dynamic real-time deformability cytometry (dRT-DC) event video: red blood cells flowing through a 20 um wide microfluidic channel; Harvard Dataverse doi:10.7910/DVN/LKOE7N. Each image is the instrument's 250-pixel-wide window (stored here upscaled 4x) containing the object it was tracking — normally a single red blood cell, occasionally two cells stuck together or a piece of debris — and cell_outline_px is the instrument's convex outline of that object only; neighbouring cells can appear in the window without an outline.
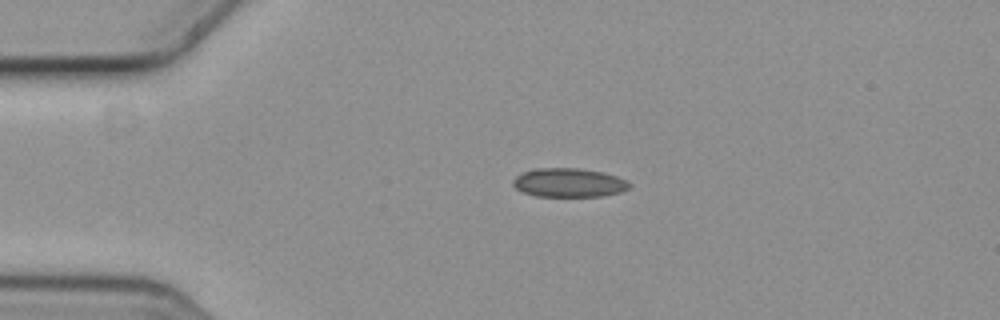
{"species": "common noctule bat (a hibernating species)", "species_latin": "Nyctalus noctula", "temperature_condition": "cold", "stored_images_in_passage": 2, "camera_frame_rate_fps": 3000, "um_per_image_px": 0.085, "animal": {"sex": "female", "body_mass_g": 19.3, "forearm_length_mm": 54.1}, "frame": {"image": 1, "passage_image": 1, "time_ms": 0.0, "image_size_px": [1000, 320], "cell_outline_px": [[632, 184], [628, 188], [620, 192], [600, 196], [536, 196], [524, 192], [516, 188], [512, 184], [512, 180], [516, 176], [532, 168], [576, 168], [604, 172], [628, 180]], "centroid_in_image_um": [48.36, 15.52], "position_along_channel_um": 36.6, "area_um2": 19.59}}